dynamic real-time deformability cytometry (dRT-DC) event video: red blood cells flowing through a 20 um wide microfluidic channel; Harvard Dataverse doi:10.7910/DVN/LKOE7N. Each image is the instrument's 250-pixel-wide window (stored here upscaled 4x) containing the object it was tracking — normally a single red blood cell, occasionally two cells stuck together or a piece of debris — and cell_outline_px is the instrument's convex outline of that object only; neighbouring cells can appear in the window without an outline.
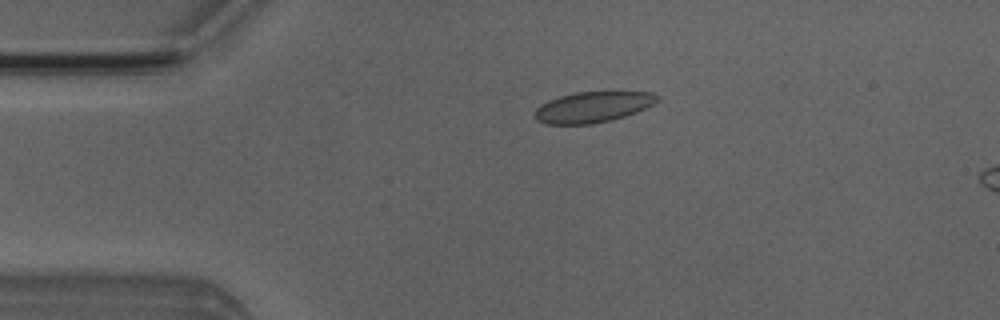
{"species": "Egyptian fruit bat (a non-hibernating species)", "species_latin": "Rousettus aegyptiacus", "temperature_condition": "room temperature", "stored_images_in_passage": 2, "camera_frame_rate_fps": 3000, "um_per_image_px": 0.085, "animal": {"sex": "male"}, "frame": {"image": 1, "passage_image": 1, "time_ms": 0.0, "image_size_px": [1000, 320], "cell_outline_px": [[660, 100], [636, 112], [612, 120], [592, 124], [548, 124], [536, 120], [532, 116], [532, 112], [540, 104], [548, 100], [560, 96], [576, 92], [652, 92], [660, 96]], "centroid_in_image_um": [50.34, 9.1], "position_along_channel_um": 34.7, "area_um2": 22.08}}